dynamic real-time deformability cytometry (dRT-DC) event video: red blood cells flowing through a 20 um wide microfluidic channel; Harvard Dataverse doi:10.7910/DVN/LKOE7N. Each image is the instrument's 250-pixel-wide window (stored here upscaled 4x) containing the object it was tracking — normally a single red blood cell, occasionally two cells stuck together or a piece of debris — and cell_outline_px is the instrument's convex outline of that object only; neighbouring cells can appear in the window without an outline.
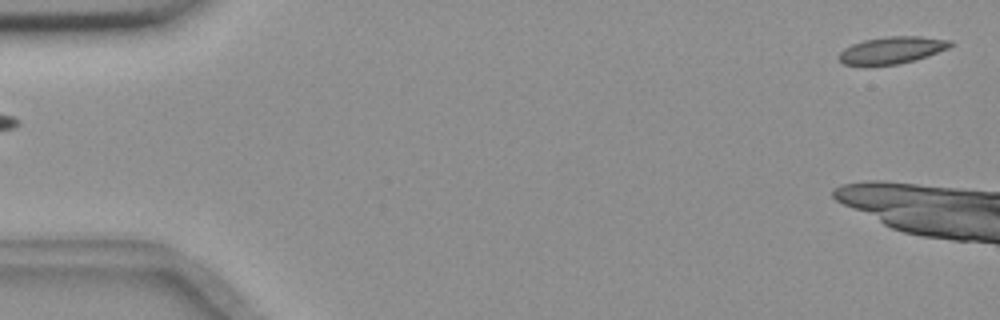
{"species": "common noctule bat (a hibernating species)", "species_latin": "Nyctalus noctula", "temperature_condition": "room temperature", "stored_images_in_passage": 8, "camera_frame_rate_fps": 3000, "um_per_image_px": 0.085, "animal": {"sex": "female", "body_mass_g": 18.4}, "frame": {"image": 1, "passage_image": 1, "time_ms": 0.0, "image_size_px": [1000, 320], "cell_outline_px": [[956, 44], [948, 48], [928, 56], [916, 60], [896, 64], [844, 64], [836, 56], [844, 48], [852, 44], [864, 40], [888, 36], [920, 36], [952, 40]], "centroid_in_image_um": [75.87, 4.24], "position_along_channel_um": 9.1, "area_um2": 17.46}}